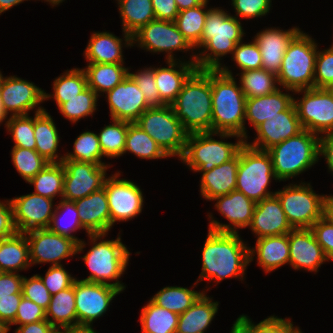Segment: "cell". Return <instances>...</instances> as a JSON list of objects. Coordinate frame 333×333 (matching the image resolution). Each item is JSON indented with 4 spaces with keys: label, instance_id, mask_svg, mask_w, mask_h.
<instances>
[{
    "label": "cell",
    "instance_id": "d6a6232c",
    "mask_svg": "<svg viewBox=\"0 0 333 333\" xmlns=\"http://www.w3.org/2000/svg\"><path fill=\"white\" fill-rule=\"evenodd\" d=\"M48 110L34 113V136L36 151L49 163H59L64 154L58 155L60 142L59 131Z\"/></svg>",
    "mask_w": 333,
    "mask_h": 333
},
{
    "label": "cell",
    "instance_id": "11e5206c",
    "mask_svg": "<svg viewBox=\"0 0 333 333\" xmlns=\"http://www.w3.org/2000/svg\"><path fill=\"white\" fill-rule=\"evenodd\" d=\"M69 333H97V332L94 330V328H75V329H70Z\"/></svg>",
    "mask_w": 333,
    "mask_h": 333
},
{
    "label": "cell",
    "instance_id": "30bf717a",
    "mask_svg": "<svg viewBox=\"0 0 333 333\" xmlns=\"http://www.w3.org/2000/svg\"><path fill=\"white\" fill-rule=\"evenodd\" d=\"M135 123L156 141L163 152L170 157H182L188 132L176 117L171 105L150 107Z\"/></svg>",
    "mask_w": 333,
    "mask_h": 333
},
{
    "label": "cell",
    "instance_id": "09005b40",
    "mask_svg": "<svg viewBox=\"0 0 333 333\" xmlns=\"http://www.w3.org/2000/svg\"><path fill=\"white\" fill-rule=\"evenodd\" d=\"M52 333H69V329H55Z\"/></svg>",
    "mask_w": 333,
    "mask_h": 333
},
{
    "label": "cell",
    "instance_id": "8fae6325",
    "mask_svg": "<svg viewBox=\"0 0 333 333\" xmlns=\"http://www.w3.org/2000/svg\"><path fill=\"white\" fill-rule=\"evenodd\" d=\"M311 183L295 182L275 191L286 219L293 229L311 228L323 217L327 195L316 194Z\"/></svg>",
    "mask_w": 333,
    "mask_h": 333
},
{
    "label": "cell",
    "instance_id": "8d00e7d4",
    "mask_svg": "<svg viewBox=\"0 0 333 333\" xmlns=\"http://www.w3.org/2000/svg\"><path fill=\"white\" fill-rule=\"evenodd\" d=\"M122 22V32L131 36L142 26L155 20V13L151 0H115Z\"/></svg>",
    "mask_w": 333,
    "mask_h": 333
},
{
    "label": "cell",
    "instance_id": "e7e4bbea",
    "mask_svg": "<svg viewBox=\"0 0 333 333\" xmlns=\"http://www.w3.org/2000/svg\"><path fill=\"white\" fill-rule=\"evenodd\" d=\"M22 294H13V297H0V320L10 325L16 317Z\"/></svg>",
    "mask_w": 333,
    "mask_h": 333
},
{
    "label": "cell",
    "instance_id": "74e56055",
    "mask_svg": "<svg viewBox=\"0 0 333 333\" xmlns=\"http://www.w3.org/2000/svg\"><path fill=\"white\" fill-rule=\"evenodd\" d=\"M208 2L209 0H205L201 5L180 11L174 21L178 30L195 48V52L201 49V36L207 13L211 9L207 6Z\"/></svg>",
    "mask_w": 333,
    "mask_h": 333
},
{
    "label": "cell",
    "instance_id": "f35d334b",
    "mask_svg": "<svg viewBox=\"0 0 333 333\" xmlns=\"http://www.w3.org/2000/svg\"><path fill=\"white\" fill-rule=\"evenodd\" d=\"M88 87L86 73L83 68H72L66 70L62 75L55 78L52 84L53 93L44 91V100L56 101L57 108L66 99H71Z\"/></svg>",
    "mask_w": 333,
    "mask_h": 333
},
{
    "label": "cell",
    "instance_id": "7c38bea8",
    "mask_svg": "<svg viewBox=\"0 0 333 333\" xmlns=\"http://www.w3.org/2000/svg\"><path fill=\"white\" fill-rule=\"evenodd\" d=\"M132 44H135L142 50L151 53H163L166 61H174L182 59L178 58L173 52H192L189 62L195 63V48L187 41L183 34L178 30L174 21L152 20L147 25L142 26L132 35ZM176 58H175V56Z\"/></svg>",
    "mask_w": 333,
    "mask_h": 333
},
{
    "label": "cell",
    "instance_id": "4dcf8cb0",
    "mask_svg": "<svg viewBox=\"0 0 333 333\" xmlns=\"http://www.w3.org/2000/svg\"><path fill=\"white\" fill-rule=\"evenodd\" d=\"M239 166V151L229 161L202 173L200 180L201 197L211 201L215 197L229 194L235 190Z\"/></svg>",
    "mask_w": 333,
    "mask_h": 333
},
{
    "label": "cell",
    "instance_id": "deb4b68c",
    "mask_svg": "<svg viewBox=\"0 0 333 333\" xmlns=\"http://www.w3.org/2000/svg\"><path fill=\"white\" fill-rule=\"evenodd\" d=\"M329 90L333 93V85L329 88Z\"/></svg>",
    "mask_w": 333,
    "mask_h": 333
},
{
    "label": "cell",
    "instance_id": "f5cc1de1",
    "mask_svg": "<svg viewBox=\"0 0 333 333\" xmlns=\"http://www.w3.org/2000/svg\"><path fill=\"white\" fill-rule=\"evenodd\" d=\"M129 75L134 79L137 86L144 95L146 103L150 107H163L165 104L161 101L159 91L155 81V66L146 67L137 72H130Z\"/></svg>",
    "mask_w": 333,
    "mask_h": 333
},
{
    "label": "cell",
    "instance_id": "d590c367",
    "mask_svg": "<svg viewBox=\"0 0 333 333\" xmlns=\"http://www.w3.org/2000/svg\"><path fill=\"white\" fill-rule=\"evenodd\" d=\"M46 319L55 329L77 328L75 281L71 287L51 296V301L46 309Z\"/></svg>",
    "mask_w": 333,
    "mask_h": 333
},
{
    "label": "cell",
    "instance_id": "03108f58",
    "mask_svg": "<svg viewBox=\"0 0 333 333\" xmlns=\"http://www.w3.org/2000/svg\"><path fill=\"white\" fill-rule=\"evenodd\" d=\"M151 2L156 19L175 21L179 13L175 0H151Z\"/></svg>",
    "mask_w": 333,
    "mask_h": 333
},
{
    "label": "cell",
    "instance_id": "b9fcfbb0",
    "mask_svg": "<svg viewBox=\"0 0 333 333\" xmlns=\"http://www.w3.org/2000/svg\"><path fill=\"white\" fill-rule=\"evenodd\" d=\"M39 1V0H38ZM42 1V0H41ZM44 2H47L48 4H50L52 7L60 5L61 3H63L65 0H43Z\"/></svg>",
    "mask_w": 333,
    "mask_h": 333
},
{
    "label": "cell",
    "instance_id": "5b68a950",
    "mask_svg": "<svg viewBox=\"0 0 333 333\" xmlns=\"http://www.w3.org/2000/svg\"><path fill=\"white\" fill-rule=\"evenodd\" d=\"M118 234V237L113 240H104L108 234L88 235L90 240L88 243H91L92 246L85 255L79 258H82L88 267L90 275L80 280L111 285L122 292L126 289L124 283L119 279L126 272L131 252L123 244L121 234Z\"/></svg>",
    "mask_w": 333,
    "mask_h": 333
},
{
    "label": "cell",
    "instance_id": "89a4df30",
    "mask_svg": "<svg viewBox=\"0 0 333 333\" xmlns=\"http://www.w3.org/2000/svg\"><path fill=\"white\" fill-rule=\"evenodd\" d=\"M323 217L333 224V195H327L324 202Z\"/></svg>",
    "mask_w": 333,
    "mask_h": 333
},
{
    "label": "cell",
    "instance_id": "52a82bcc",
    "mask_svg": "<svg viewBox=\"0 0 333 333\" xmlns=\"http://www.w3.org/2000/svg\"><path fill=\"white\" fill-rule=\"evenodd\" d=\"M267 151L272 160L275 177L279 182L297 177L311 169L321 159L319 136L306 129L272 146Z\"/></svg>",
    "mask_w": 333,
    "mask_h": 333
},
{
    "label": "cell",
    "instance_id": "6f0895ef",
    "mask_svg": "<svg viewBox=\"0 0 333 333\" xmlns=\"http://www.w3.org/2000/svg\"><path fill=\"white\" fill-rule=\"evenodd\" d=\"M51 295L71 287L76 279L64 268V265L49 266L45 276L37 274Z\"/></svg>",
    "mask_w": 333,
    "mask_h": 333
},
{
    "label": "cell",
    "instance_id": "484cf974",
    "mask_svg": "<svg viewBox=\"0 0 333 333\" xmlns=\"http://www.w3.org/2000/svg\"><path fill=\"white\" fill-rule=\"evenodd\" d=\"M80 223L89 234H108L111 217L104 187L90 195L74 201Z\"/></svg>",
    "mask_w": 333,
    "mask_h": 333
},
{
    "label": "cell",
    "instance_id": "94428289",
    "mask_svg": "<svg viewBox=\"0 0 333 333\" xmlns=\"http://www.w3.org/2000/svg\"><path fill=\"white\" fill-rule=\"evenodd\" d=\"M310 229L313 231L317 243L322 247L328 262L333 261V224L322 217Z\"/></svg>",
    "mask_w": 333,
    "mask_h": 333
},
{
    "label": "cell",
    "instance_id": "ffe728a7",
    "mask_svg": "<svg viewBox=\"0 0 333 333\" xmlns=\"http://www.w3.org/2000/svg\"><path fill=\"white\" fill-rule=\"evenodd\" d=\"M17 232L48 228L55 207L53 199L29 193L10 199Z\"/></svg>",
    "mask_w": 333,
    "mask_h": 333
},
{
    "label": "cell",
    "instance_id": "979ff035",
    "mask_svg": "<svg viewBox=\"0 0 333 333\" xmlns=\"http://www.w3.org/2000/svg\"><path fill=\"white\" fill-rule=\"evenodd\" d=\"M4 78L5 77L3 76V74H2V72L0 70V88H1V85H2V82H3Z\"/></svg>",
    "mask_w": 333,
    "mask_h": 333
},
{
    "label": "cell",
    "instance_id": "ba28073f",
    "mask_svg": "<svg viewBox=\"0 0 333 333\" xmlns=\"http://www.w3.org/2000/svg\"><path fill=\"white\" fill-rule=\"evenodd\" d=\"M318 44L302 30L285 51L277 75L278 85L292 91L314 88V73Z\"/></svg>",
    "mask_w": 333,
    "mask_h": 333
},
{
    "label": "cell",
    "instance_id": "836d02e7",
    "mask_svg": "<svg viewBox=\"0 0 333 333\" xmlns=\"http://www.w3.org/2000/svg\"><path fill=\"white\" fill-rule=\"evenodd\" d=\"M31 267L26 234L16 232L0 240V272L19 273Z\"/></svg>",
    "mask_w": 333,
    "mask_h": 333
},
{
    "label": "cell",
    "instance_id": "2a66077c",
    "mask_svg": "<svg viewBox=\"0 0 333 333\" xmlns=\"http://www.w3.org/2000/svg\"><path fill=\"white\" fill-rule=\"evenodd\" d=\"M8 331H10L9 325L6 322L0 320V333H8Z\"/></svg>",
    "mask_w": 333,
    "mask_h": 333
},
{
    "label": "cell",
    "instance_id": "603a6c76",
    "mask_svg": "<svg viewBox=\"0 0 333 333\" xmlns=\"http://www.w3.org/2000/svg\"><path fill=\"white\" fill-rule=\"evenodd\" d=\"M288 240L289 265L294 270L303 269L316 274L321 265L328 262L310 228L292 229L288 233Z\"/></svg>",
    "mask_w": 333,
    "mask_h": 333
},
{
    "label": "cell",
    "instance_id": "b9f144b4",
    "mask_svg": "<svg viewBox=\"0 0 333 333\" xmlns=\"http://www.w3.org/2000/svg\"><path fill=\"white\" fill-rule=\"evenodd\" d=\"M34 186L35 194L50 199L63 196L64 191V167L62 162L48 163L29 182Z\"/></svg>",
    "mask_w": 333,
    "mask_h": 333
},
{
    "label": "cell",
    "instance_id": "91938a15",
    "mask_svg": "<svg viewBox=\"0 0 333 333\" xmlns=\"http://www.w3.org/2000/svg\"><path fill=\"white\" fill-rule=\"evenodd\" d=\"M42 320H46V310L33 301L22 297L15 320L9 325V327L11 329V326L13 325L21 326Z\"/></svg>",
    "mask_w": 333,
    "mask_h": 333
},
{
    "label": "cell",
    "instance_id": "5bb4252c",
    "mask_svg": "<svg viewBox=\"0 0 333 333\" xmlns=\"http://www.w3.org/2000/svg\"><path fill=\"white\" fill-rule=\"evenodd\" d=\"M29 244L31 266L51 263V266L63 265L61 261L82 253L86 242L79 244L69 237L61 236L48 228L33 229L25 232Z\"/></svg>",
    "mask_w": 333,
    "mask_h": 333
},
{
    "label": "cell",
    "instance_id": "7a4b0ae2",
    "mask_svg": "<svg viewBox=\"0 0 333 333\" xmlns=\"http://www.w3.org/2000/svg\"><path fill=\"white\" fill-rule=\"evenodd\" d=\"M242 25L222 7H211L201 36V51L196 53V68L219 70L223 66L222 57L232 55L236 45L246 36Z\"/></svg>",
    "mask_w": 333,
    "mask_h": 333
},
{
    "label": "cell",
    "instance_id": "2644e50d",
    "mask_svg": "<svg viewBox=\"0 0 333 333\" xmlns=\"http://www.w3.org/2000/svg\"><path fill=\"white\" fill-rule=\"evenodd\" d=\"M175 1L180 12L182 10L201 5L205 0H175Z\"/></svg>",
    "mask_w": 333,
    "mask_h": 333
},
{
    "label": "cell",
    "instance_id": "6da1fadb",
    "mask_svg": "<svg viewBox=\"0 0 333 333\" xmlns=\"http://www.w3.org/2000/svg\"><path fill=\"white\" fill-rule=\"evenodd\" d=\"M239 233L217 232L208 229L202 249V269L199 279L219 284L224 279L244 281L249 266V246ZM247 243V244H246Z\"/></svg>",
    "mask_w": 333,
    "mask_h": 333
},
{
    "label": "cell",
    "instance_id": "9f6ffc18",
    "mask_svg": "<svg viewBox=\"0 0 333 333\" xmlns=\"http://www.w3.org/2000/svg\"><path fill=\"white\" fill-rule=\"evenodd\" d=\"M21 292L24 298L33 301L45 310L48 308L52 295L37 274L29 278L23 277Z\"/></svg>",
    "mask_w": 333,
    "mask_h": 333
},
{
    "label": "cell",
    "instance_id": "34e18365",
    "mask_svg": "<svg viewBox=\"0 0 333 333\" xmlns=\"http://www.w3.org/2000/svg\"><path fill=\"white\" fill-rule=\"evenodd\" d=\"M9 119L7 113L5 112V110L3 109V106H2V100H1V95H0V126L1 124L4 123V125L6 124V121Z\"/></svg>",
    "mask_w": 333,
    "mask_h": 333
},
{
    "label": "cell",
    "instance_id": "ab89813d",
    "mask_svg": "<svg viewBox=\"0 0 333 333\" xmlns=\"http://www.w3.org/2000/svg\"><path fill=\"white\" fill-rule=\"evenodd\" d=\"M179 314L156 305L151 299L142 307V333H176Z\"/></svg>",
    "mask_w": 333,
    "mask_h": 333
},
{
    "label": "cell",
    "instance_id": "4316f807",
    "mask_svg": "<svg viewBox=\"0 0 333 333\" xmlns=\"http://www.w3.org/2000/svg\"><path fill=\"white\" fill-rule=\"evenodd\" d=\"M120 38L109 31H97L91 34L83 56L87 63H125L124 47H133L132 36L123 31Z\"/></svg>",
    "mask_w": 333,
    "mask_h": 333
},
{
    "label": "cell",
    "instance_id": "003e7915",
    "mask_svg": "<svg viewBox=\"0 0 333 333\" xmlns=\"http://www.w3.org/2000/svg\"><path fill=\"white\" fill-rule=\"evenodd\" d=\"M319 155L325 158L328 172L333 175V132L319 136Z\"/></svg>",
    "mask_w": 333,
    "mask_h": 333
},
{
    "label": "cell",
    "instance_id": "a7ac6f4b",
    "mask_svg": "<svg viewBox=\"0 0 333 333\" xmlns=\"http://www.w3.org/2000/svg\"><path fill=\"white\" fill-rule=\"evenodd\" d=\"M55 328L46 319L18 326L15 333H52Z\"/></svg>",
    "mask_w": 333,
    "mask_h": 333
},
{
    "label": "cell",
    "instance_id": "f907efd6",
    "mask_svg": "<svg viewBox=\"0 0 333 333\" xmlns=\"http://www.w3.org/2000/svg\"><path fill=\"white\" fill-rule=\"evenodd\" d=\"M6 132L12 136L15 147L36 149L34 136V115L9 116L5 124Z\"/></svg>",
    "mask_w": 333,
    "mask_h": 333
},
{
    "label": "cell",
    "instance_id": "8c879c8a",
    "mask_svg": "<svg viewBox=\"0 0 333 333\" xmlns=\"http://www.w3.org/2000/svg\"><path fill=\"white\" fill-rule=\"evenodd\" d=\"M24 1L28 0H0V15L14 6L20 5V3H23Z\"/></svg>",
    "mask_w": 333,
    "mask_h": 333
},
{
    "label": "cell",
    "instance_id": "9c48e42d",
    "mask_svg": "<svg viewBox=\"0 0 333 333\" xmlns=\"http://www.w3.org/2000/svg\"><path fill=\"white\" fill-rule=\"evenodd\" d=\"M272 180L278 182L268 151L253 148L244 142L239 149L235 189L257 203L275 195L269 190Z\"/></svg>",
    "mask_w": 333,
    "mask_h": 333
},
{
    "label": "cell",
    "instance_id": "f546056e",
    "mask_svg": "<svg viewBox=\"0 0 333 333\" xmlns=\"http://www.w3.org/2000/svg\"><path fill=\"white\" fill-rule=\"evenodd\" d=\"M285 90L288 93L283 92ZM294 91L281 89L280 87L273 93L261 97L247 98L245 107V124L246 120L255 129L265 120H271L278 113L285 111L292 103Z\"/></svg>",
    "mask_w": 333,
    "mask_h": 333
},
{
    "label": "cell",
    "instance_id": "2e32d148",
    "mask_svg": "<svg viewBox=\"0 0 333 333\" xmlns=\"http://www.w3.org/2000/svg\"><path fill=\"white\" fill-rule=\"evenodd\" d=\"M122 291L111 285L75 279L77 328H93V322L106 314Z\"/></svg>",
    "mask_w": 333,
    "mask_h": 333
},
{
    "label": "cell",
    "instance_id": "3957f363",
    "mask_svg": "<svg viewBox=\"0 0 333 333\" xmlns=\"http://www.w3.org/2000/svg\"><path fill=\"white\" fill-rule=\"evenodd\" d=\"M229 69L224 64L219 70H210L212 131L234 133L248 140L245 126L247 98Z\"/></svg>",
    "mask_w": 333,
    "mask_h": 333
},
{
    "label": "cell",
    "instance_id": "60d3db41",
    "mask_svg": "<svg viewBox=\"0 0 333 333\" xmlns=\"http://www.w3.org/2000/svg\"><path fill=\"white\" fill-rule=\"evenodd\" d=\"M197 284L198 283L195 282L190 289L181 286H166L160 289L150 299L158 306L177 314H182L193 305L203 292H207L205 288L199 290V292L197 290L195 291L194 287L197 286Z\"/></svg>",
    "mask_w": 333,
    "mask_h": 333
},
{
    "label": "cell",
    "instance_id": "681fc988",
    "mask_svg": "<svg viewBox=\"0 0 333 333\" xmlns=\"http://www.w3.org/2000/svg\"><path fill=\"white\" fill-rule=\"evenodd\" d=\"M10 154L15 169L27 183L49 163L36 150L13 146Z\"/></svg>",
    "mask_w": 333,
    "mask_h": 333
},
{
    "label": "cell",
    "instance_id": "bcb514c9",
    "mask_svg": "<svg viewBox=\"0 0 333 333\" xmlns=\"http://www.w3.org/2000/svg\"><path fill=\"white\" fill-rule=\"evenodd\" d=\"M111 121V124L105 125L101 129L98 138L103 156L113 159L123 156L128 125L131 122L115 119Z\"/></svg>",
    "mask_w": 333,
    "mask_h": 333
},
{
    "label": "cell",
    "instance_id": "277c9868",
    "mask_svg": "<svg viewBox=\"0 0 333 333\" xmlns=\"http://www.w3.org/2000/svg\"><path fill=\"white\" fill-rule=\"evenodd\" d=\"M171 107L188 133L212 131L210 70L196 69L184 82Z\"/></svg>",
    "mask_w": 333,
    "mask_h": 333
},
{
    "label": "cell",
    "instance_id": "816d5d0a",
    "mask_svg": "<svg viewBox=\"0 0 333 333\" xmlns=\"http://www.w3.org/2000/svg\"><path fill=\"white\" fill-rule=\"evenodd\" d=\"M237 320L250 333H300L302 330L294 326L291 318H280L276 315L268 316L259 323L252 322L246 314L240 315Z\"/></svg>",
    "mask_w": 333,
    "mask_h": 333
},
{
    "label": "cell",
    "instance_id": "c3c4849f",
    "mask_svg": "<svg viewBox=\"0 0 333 333\" xmlns=\"http://www.w3.org/2000/svg\"><path fill=\"white\" fill-rule=\"evenodd\" d=\"M73 152H66L63 160H73L92 164H106L100 148L98 134L84 131L79 134L73 144Z\"/></svg>",
    "mask_w": 333,
    "mask_h": 333
},
{
    "label": "cell",
    "instance_id": "7dc6e473",
    "mask_svg": "<svg viewBox=\"0 0 333 333\" xmlns=\"http://www.w3.org/2000/svg\"><path fill=\"white\" fill-rule=\"evenodd\" d=\"M98 98L99 96L90 87H87L75 97L66 99V102L62 103L58 110L68 121L76 124L82 118L94 114L97 110Z\"/></svg>",
    "mask_w": 333,
    "mask_h": 333
},
{
    "label": "cell",
    "instance_id": "be15d7a7",
    "mask_svg": "<svg viewBox=\"0 0 333 333\" xmlns=\"http://www.w3.org/2000/svg\"><path fill=\"white\" fill-rule=\"evenodd\" d=\"M17 232L13 221V208L10 199L0 200V240Z\"/></svg>",
    "mask_w": 333,
    "mask_h": 333
},
{
    "label": "cell",
    "instance_id": "44dd1931",
    "mask_svg": "<svg viewBox=\"0 0 333 333\" xmlns=\"http://www.w3.org/2000/svg\"><path fill=\"white\" fill-rule=\"evenodd\" d=\"M106 98L111 119L115 120L134 123L145 110L150 108L143 93L129 74L106 93Z\"/></svg>",
    "mask_w": 333,
    "mask_h": 333
},
{
    "label": "cell",
    "instance_id": "6125c7cd",
    "mask_svg": "<svg viewBox=\"0 0 333 333\" xmlns=\"http://www.w3.org/2000/svg\"><path fill=\"white\" fill-rule=\"evenodd\" d=\"M23 277L20 273L0 272V297L22 294Z\"/></svg>",
    "mask_w": 333,
    "mask_h": 333
},
{
    "label": "cell",
    "instance_id": "1f68e13d",
    "mask_svg": "<svg viewBox=\"0 0 333 333\" xmlns=\"http://www.w3.org/2000/svg\"><path fill=\"white\" fill-rule=\"evenodd\" d=\"M203 292L184 313L179 314L176 333H205L218 313L219 302Z\"/></svg>",
    "mask_w": 333,
    "mask_h": 333
},
{
    "label": "cell",
    "instance_id": "753ad0ef",
    "mask_svg": "<svg viewBox=\"0 0 333 333\" xmlns=\"http://www.w3.org/2000/svg\"><path fill=\"white\" fill-rule=\"evenodd\" d=\"M232 325L230 333H250L237 319Z\"/></svg>",
    "mask_w": 333,
    "mask_h": 333
},
{
    "label": "cell",
    "instance_id": "e0dca14e",
    "mask_svg": "<svg viewBox=\"0 0 333 333\" xmlns=\"http://www.w3.org/2000/svg\"><path fill=\"white\" fill-rule=\"evenodd\" d=\"M64 191L62 199L75 201L103 188L110 164H92L63 160Z\"/></svg>",
    "mask_w": 333,
    "mask_h": 333
},
{
    "label": "cell",
    "instance_id": "4fadbf2b",
    "mask_svg": "<svg viewBox=\"0 0 333 333\" xmlns=\"http://www.w3.org/2000/svg\"><path fill=\"white\" fill-rule=\"evenodd\" d=\"M302 94L293 98L303 129L318 136L333 132V93L327 88H309L294 91Z\"/></svg>",
    "mask_w": 333,
    "mask_h": 333
},
{
    "label": "cell",
    "instance_id": "7402d4cb",
    "mask_svg": "<svg viewBox=\"0 0 333 333\" xmlns=\"http://www.w3.org/2000/svg\"><path fill=\"white\" fill-rule=\"evenodd\" d=\"M303 130L296 108L292 103L285 111L278 113L271 120H265L255 128L253 142L245 143L259 150H268L272 146L297 135Z\"/></svg>",
    "mask_w": 333,
    "mask_h": 333
},
{
    "label": "cell",
    "instance_id": "9a60e30c",
    "mask_svg": "<svg viewBox=\"0 0 333 333\" xmlns=\"http://www.w3.org/2000/svg\"><path fill=\"white\" fill-rule=\"evenodd\" d=\"M120 177L121 172L116 171L106 177L103 185L108 199L111 228L116 222H126L140 215L145 203L140 186Z\"/></svg>",
    "mask_w": 333,
    "mask_h": 333
},
{
    "label": "cell",
    "instance_id": "f6af8a7d",
    "mask_svg": "<svg viewBox=\"0 0 333 333\" xmlns=\"http://www.w3.org/2000/svg\"><path fill=\"white\" fill-rule=\"evenodd\" d=\"M239 84L246 98L261 97L279 88L277 76L265 69L237 73Z\"/></svg>",
    "mask_w": 333,
    "mask_h": 333
},
{
    "label": "cell",
    "instance_id": "ac0fdd59",
    "mask_svg": "<svg viewBox=\"0 0 333 333\" xmlns=\"http://www.w3.org/2000/svg\"><path fill=\"white\" fill-rule=\"evenodd\" d=\"M44 91L16 75L5 76L0 88L3 109L10 116L28 115L34 109V113L42 112L45 110L40 106L45 101Z\"/></svg>",
    "mask_w": 333,
    "mask_h": 333
},
{
    "label": "cell",
    "instance_id": "680465c9",
    "mask_svg": "<svg viewBox=\"0 0 333 333\" xmlns=\"http://www.w3.org/2000/svg\"><path fill=\"white\" fill-rule=\"evenodd\" d=\"M235 17L243 19H258L270 13L272 0H231ZM240 17V18H239Z\"/></svg>",
    "mask_w": 333,
    "mask_h": 333
},
{
    "label": "cell",
    "instance_id": "e575fe53",
    "mask_svg": "<svg viewBox=\"0 0 333 333\" xmlns=\"http://www.w3.org/2000/svg\"><path fill=\"white\" fill-rule=\"evenodd\" d=\"M83 69L88 87L99 97L112 90L129 74V68L124 63H88Z\"/></svg>",
    "mask_w": 333,
    "mask_h": 333
},
{
    "label": "cell",
    "instance_id": "cb8c5ba5",
    "mask_svg": "<svg viewBox=\"0 0 333 333\" xmlns=\"http://www.w3.org/2000/svg\"><path fill=\"white\" fill-rule=\"evenodd\" d=\"M300 31L299 26H292L287 30L270 27L258 32L253 39L261 52L262 69L277 76L289 43Z\"/></svg>",
    "mask_w": 333,
    "mask_h": 333
},
{
    "label": "cell",
    "instance_id": "8992f818",
    "mask_svg": "<svg viewBox=\"0 0 333 333\" xmlns=\"http://www.w3.org/2000/svg\"><path fill=\"white\" fill-rule=\"evenodd\" d=\"M214 136H219L220 140L214 139ZM230 137L236 138L237 141L235 143L224 141ZM244 142V138L234 133L213 131L189 133L184 153L179 160L193 172H206L231 160Z\"/></svg>",
    "mask_w": 333,
    "mask_h": 333
},
{
    "label": "cell",
    "instance_id": "d4e9b609",
    "mask_svg": "<svg viewBox=\"0 0 333 333\" xmlns=\"http://www.w3.org/2000/svg\"><path fill=\"white\" fill-rule=\"evenodd\" d=\"M248 228H250L257 239L274 235H285L293 229L288 223L276 195L256 203Z\"/></svg>",
    "mask_w": 333,
    "mask_h": 333
},
{
    "label": "cell",
    "instance_id": "11a10c76",
    "mask_svg": "<svg viewBox=\"0 0 333 333\" xmlns=\"http://www.w3.org/2000/svg\"><path fill=\"white\" fill-rule=\"evenodd\" d=\"M333 85V45L317 52L314 88H327Z\"/></svg>",
    "mask_w": 333,
    "mask_h": 333
},
{
    "label": "cell",
    "instance_id": "f1b7e54d",
    "mask_svg": "<svg viewBox=\"0 0 333 333\" xmlns=\"http://www.w3.org/2000/svg\"><path fill=\"white\" fill-rule=\"evenodd\" d=\"M185 60H165L167 67H155L156 85L165 105H171L175 101L184 82L197 69L195 63Z\"/></svg>",
    "mask_w": 333,
    "mask_h": 333
},
{
    "label": "cell",
    "instance_id": "ee69618b",
    "mask_svg": "<svg viewBox=\"0 0 333 333\" xmlns=\"http://www.w3.org/2000/svg\"><path fill=\"white\" fill-rule=\"evenodd\" d=\"M132 153L141 159H163L168 156L144 130L135 122L128 125L126 145L123 152Z\"/></svg>",
    "mask_w": 333,
    "mask_h": 333
},
{
    "label": "cell",
    "instance_id": "db71d44e",
    "mask_svg": "<svg viewBox=\"0 0 333 333\" xmlns=\"http://www.w3.org/2000/svg\"><path fill=\"white\" fill-rule=\"evenodd\" d=\"M239 42L231 56L241 71L258 70L262 69L261 52L257 43L252 39L250 43Z\"/></svg>",
    "mask_w": 333,
    "mask_h": 333
},
{
    "label": "cell",
    "instance_id": "83f0119b",
    "mask_svg": "<svg viewBox=\"0 0 333 333\" xmlns=\"http://www.w3.org/2000/svg\"><path fill=\"white\" fill-rule=\"evenodd\" d=\"M254 259H257V264L265 273L289 264L288 234L256 239L255 247H249V263Z\"/></svg>",
    "mask_w": 333,
    "mask_h": 333
},
{
    "label": "cell",
    "instance_id": "7bdbcfd3",
    "mask_svg": "<svg viewBox=\"0 0 333 333\" xmlns=\"http://www.w3.org/2000/svg\"><path fill=\"white\" fill-rule=\"evenodd\" d=\"M57 204L55 205V210L48 229L61 236L74 239L79 244L82 239H79L73 234L76 230L85 229L80 223L78 210L74 201L61 199Z\"/></svg>",
    "mask_w": 333,
    "mask_h": 333
},
{
    "label": "cell",
    "instance_id": "d6986e66",
    "mask_svg": "<svg viewBox=\"0 0 333 333\" xmlns=\"http://www.w3.org/2000/svg\"><path fill=\"white\" fill-rule=\"evenodd\" d=\"M214 207L230 223L223 224L215 220L212 213H208L209 228L217 232L238 233V229L248 228L256 203L246 197L242 192L233 190L229 194L215 197Z\"/></svg>",
    "mask_w": 333,
    "mask_h": 333
}]
</instances>
